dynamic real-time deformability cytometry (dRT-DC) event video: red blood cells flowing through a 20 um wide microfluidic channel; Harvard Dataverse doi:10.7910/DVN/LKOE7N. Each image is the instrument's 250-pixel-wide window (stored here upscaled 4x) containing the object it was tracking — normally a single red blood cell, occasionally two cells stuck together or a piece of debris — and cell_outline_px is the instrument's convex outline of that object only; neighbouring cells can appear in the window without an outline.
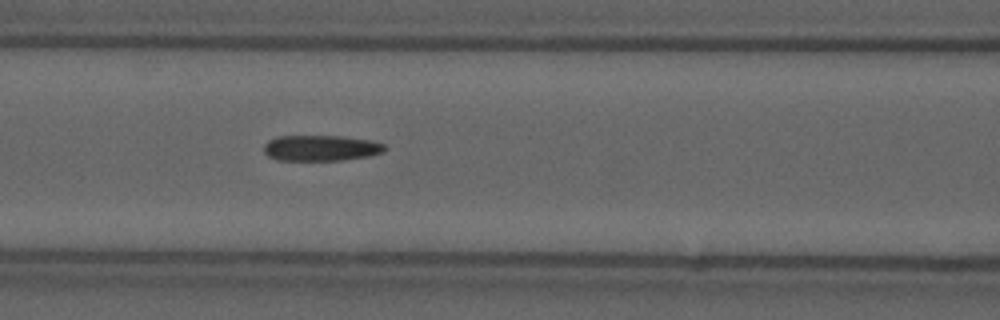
{"species": "common noctule bat (a hibernating species)", "species_latin": "Nyctalus noctula", "temperature_condition": "cold", "stored_images_in_passage": 31, "camera_frame_rate_fps": 3000, "um_per_image_px": 0.085, "animal": {"sex": "male", "forearm_length_mm": 52.5}, "frame": {"image": 1, "passage_image": 16, "time_ms": 5.0, "image_size_px": [1000, 320], "cell_outline_px": [[388, 148], [384, 152], [368, 156], [344, 160], [276, 160], [268, 156], [264, 152], [264, 144], [268, 140], [280, 136], [340, 136], [368, 140], [384, 144]], "centroid_in_image_um": [27.27, 12.59], "position_along_channel_um": 139.3, "area_um2": 18.15}}
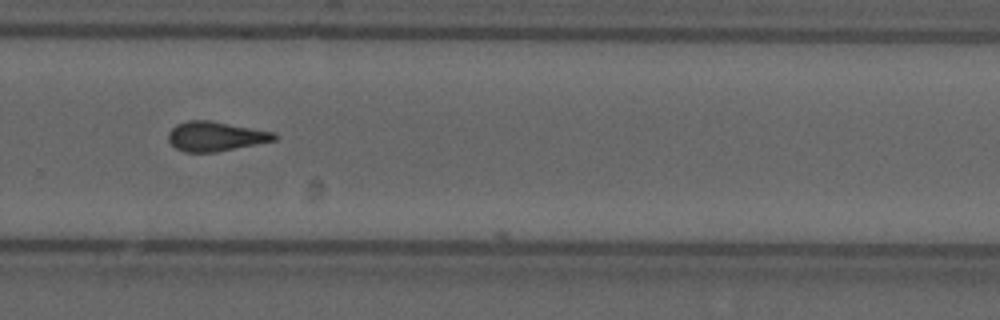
{"frame": {"image": 2, "passage_image": 30, "time_ms": 9.667, "image_size_px": [1000, 320], "cell_outline_px": [[276, 140], [216, 152], [184, 152], [176, 148], [168, 140], [168, 132], [176, 124], [188, 120], [208, 120], [276, 132]], "centroid_in_image_um": [18.3, 11.58], "position_along_channel_um": 311.5, "area_um2": 18.21}}